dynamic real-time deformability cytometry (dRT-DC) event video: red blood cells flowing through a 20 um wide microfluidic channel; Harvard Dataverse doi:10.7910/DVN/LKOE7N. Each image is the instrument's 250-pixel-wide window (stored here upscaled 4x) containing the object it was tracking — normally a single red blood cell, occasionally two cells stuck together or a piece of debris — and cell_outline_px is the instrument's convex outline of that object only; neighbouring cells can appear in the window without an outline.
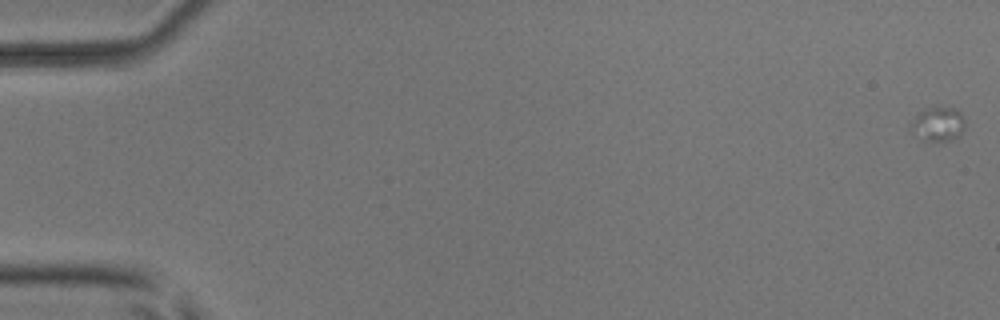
{"species": "common noctule bat (a hibernating species)", "species_latin": "Nyctalus noctula", "temperature_condition": "room temperature", "stored_images_in_passage": 16, "camera_frame_rate_fps": 3000, "um_per_image_px": 0.085, "animal": {"sex": "male", "body_mass_g": 17.9, "forearm_length_mm": 54.2}, "frame": {"image": 1, "passage_image": 1, "time_ms": 0.0, "image_size_px": [1000, 320], "cell_outline_px": [[964, 128], [960, 136], [956, 140], [924, 140], [912, 132], [908, 124], [924, 108], [936, 104], [952, 108], [960, 112], [964, 120]], "centroid_in_image_um": [79.73, 10.51], "position_along_channel_um": 5.3, "area_um2": 11.1}}